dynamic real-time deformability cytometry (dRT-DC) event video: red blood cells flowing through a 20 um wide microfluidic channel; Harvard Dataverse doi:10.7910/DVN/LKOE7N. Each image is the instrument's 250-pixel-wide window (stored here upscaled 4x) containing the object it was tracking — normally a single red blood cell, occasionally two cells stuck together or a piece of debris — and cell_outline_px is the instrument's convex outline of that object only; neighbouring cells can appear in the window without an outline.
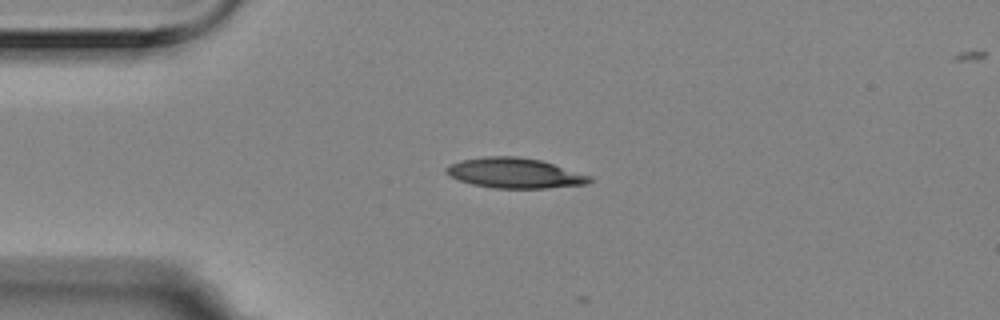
{"species": "Egyptian fruit bat (a non-hibernating species)", "species_latin": "Rousettus aegyptiacus", "temperature_condition": "room temperature", "stored_images_in_passage": 3, "camera_frame_rate_fps": 3000, "um_per_image_px": 0.085, "animal": {"sex": "female"}, "frame": {"image": 1, "passage_image": 1, "time_ms": 0.0, "image_size_px": [1000, 320], "cell_outline_px": [[580, 180], [560, 184], [492, 184], [496, 160], [528, 160], [544, 164]], "centroid_in_image_um": [44.88, 14.75], "position_along_channel_um": 40.1, "area_um2": 11.27}}